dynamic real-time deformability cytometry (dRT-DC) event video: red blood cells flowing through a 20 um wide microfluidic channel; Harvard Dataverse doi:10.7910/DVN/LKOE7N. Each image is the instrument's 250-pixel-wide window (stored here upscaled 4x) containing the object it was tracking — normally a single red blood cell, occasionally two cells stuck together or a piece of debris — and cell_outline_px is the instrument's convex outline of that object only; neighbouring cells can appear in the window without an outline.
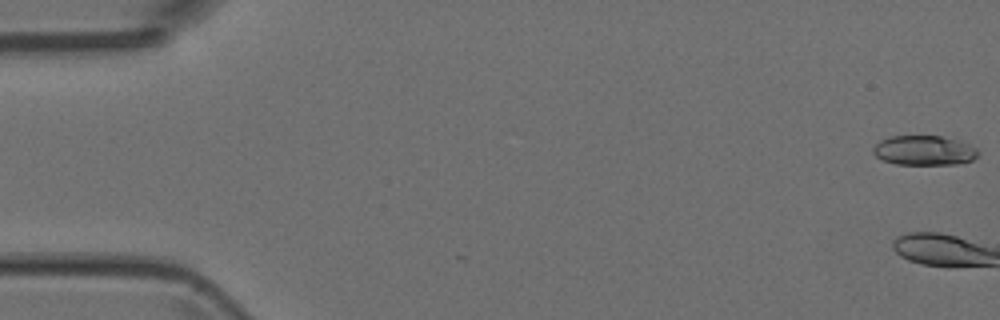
{"species": "Egyptian fruit bat (a non-hibernating species)", "species_latin": "Rousettus aegyptiacus", "temperature_condition": "room temperature", "stored_images_in_passage": 6, "camera_frame_rate_fps": 3000, "um_per_image_px": 0.085, "animal": {"sex": "female"}, "frame": {"image": 1, "passage_image": 1, "time_ms": 0.0, "image_size_px": [1000, 320], "cell_outline_px": [[980, 152], [972, 160], [956, 164], [896, 164], [884, 160], [876, 156], [872, 152], [872, 148], [880, 140], [892, 136], [940, 136], [956, 140], [968, 144], [976, 148]], "centroid_in_image_um": [78.54, 12.78], "position_along_channel_um": 6.5, "area_um2": 17.98}}
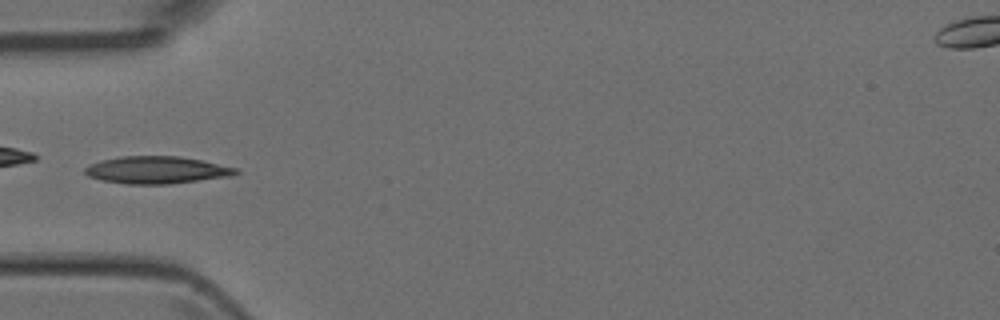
{"frame": {"image": 2, "passage_image": 6, "time_ms": 5.667, "image_size_px": [1000, 320], "cell_outline_px": [[240, 172], [232, 176], [168, 184], [128, 184], [100, 180], [88, 176], [84, 172], [84, 168], [88, 164], [100, 160], [120, 156], [180, 156], [200, 160], [236, 168]], "centroid_in_image_um": [13.27, 14.45], "position_along_channel_um": 71.7, "area_um2": 24.04}}